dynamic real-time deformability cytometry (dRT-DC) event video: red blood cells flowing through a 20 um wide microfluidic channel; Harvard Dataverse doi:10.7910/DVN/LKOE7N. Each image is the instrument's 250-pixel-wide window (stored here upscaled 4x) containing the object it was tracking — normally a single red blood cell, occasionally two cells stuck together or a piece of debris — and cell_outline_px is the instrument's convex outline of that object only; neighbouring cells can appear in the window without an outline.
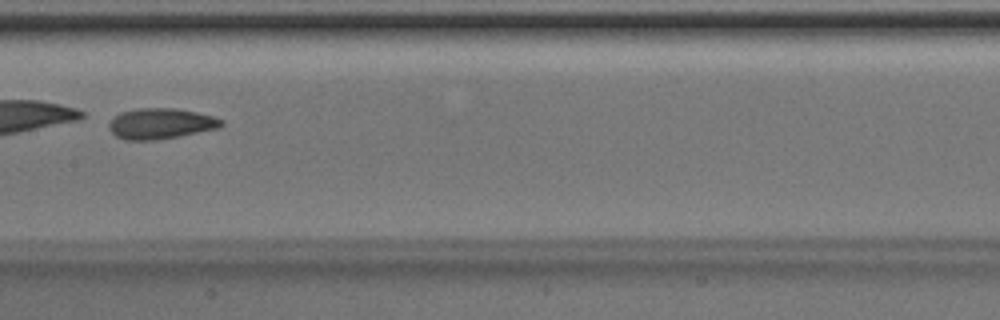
{"species": "Egyptian fruit bat (a non-hibernating species)", "species_latin": "Rousettus aegyptiacus", "temperature_condition": "room temperature", "stored_images_in_passage": 41, "camera_frame_rate_fps": 3000, "um_per_image_px": 0.085, "animal": {"sex": "male"}, "frame": {"image": 1, "passage_image": 18, "time_ms": 5.667, "image_size_px": [1000, 320], "cell_outline_px": [[224, 124], [216, 128], [180, 136], [156, 140], [124, 140], [116, 136], [108, 128], [108, 124], [120, 112], [136, 108], [176, 108], [196, 112], [212, 116], [224, 120]], "centroid_in_image_um": [13.64, 10.5], "position_along_channel_um": 193.8, "area_um2": 20.06}}